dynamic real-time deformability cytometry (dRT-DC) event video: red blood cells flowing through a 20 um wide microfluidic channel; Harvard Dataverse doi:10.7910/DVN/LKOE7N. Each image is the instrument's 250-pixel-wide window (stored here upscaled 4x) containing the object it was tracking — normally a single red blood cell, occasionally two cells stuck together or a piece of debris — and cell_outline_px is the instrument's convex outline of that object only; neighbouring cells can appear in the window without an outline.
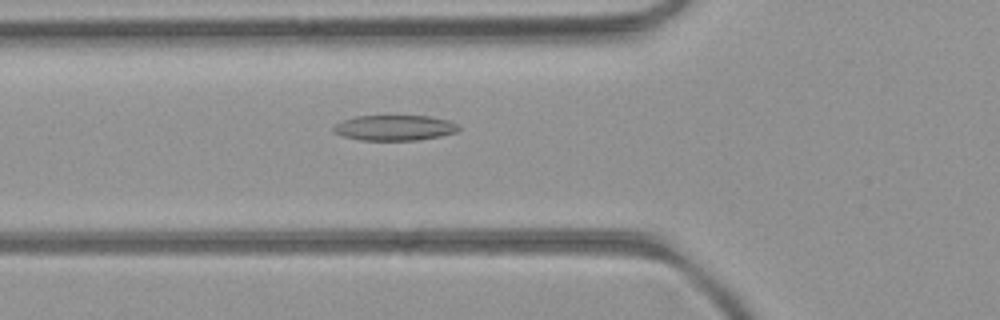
{"species": "common noctule bat (a hibernating species)", "species_latin": "Nyctalus noctula", "temperature_condition": "room temperature", "stored_images_in_passage": 53, "camera_frame_rate_fps": 3000, "um_per_image_px": 0.085, "animal": {"sex": "female", "body_mass_g": 21.9}, "frame": {"image": 1, "passage_image": 19, "time_ms": 6.0, "image_size_px": [1000, 320], "cell_outline_px": [[460, 128], [456, 132], [440, 136], [416, 140], [360, 140], [344, 136], [336, 132], [332, 128], [336, 124], [344, 120], [356, 116], [428, 116], [448, 120], [456, 124]], "centroid_in_image_um": [33.55, 10.86], "position_along_channel_um": 92.2, "area_um2": 18.26}}
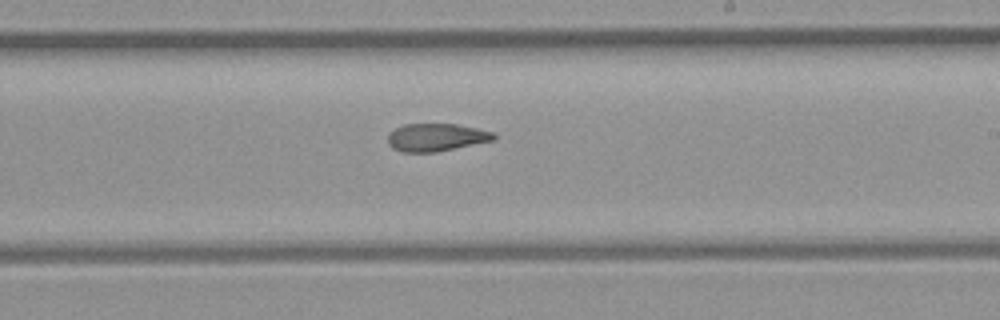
{"frame": {"image": 2, "passage_image": 31, "time_ms": 10.0, "image_size_px": [1000, 320], "cell_outline_px": [[496, 140], [436, 152], [404, 152], [392, 148], [388, 144], [388, 132], [404, 124], [456, 124], [496, 132]], "centroid_in_image_um": [37.1, 11.67], "position_along_channel_um": 251.9, "area_um2": 17.28}}
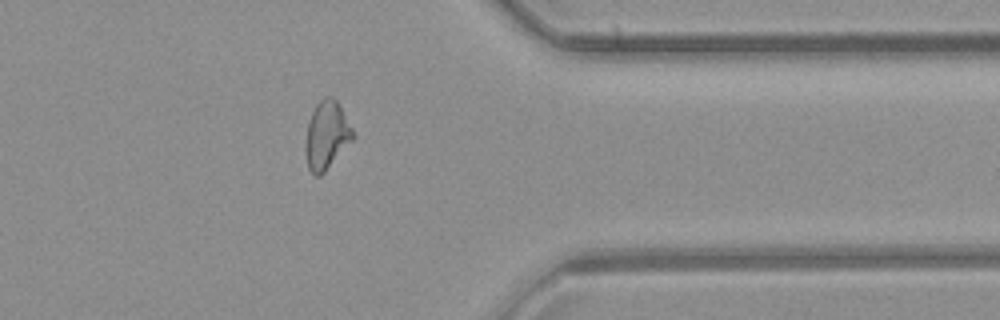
{"frame": {"image": 3, "passage_image": 42, "time_ms": 13.667, "image_size_px": [1000, 320], "cell_outline_px": [[356, 136], [324, 172], [320, 176], [316, 176], [308, 168], [304, 148], [304, 144], [308, 120], [316, 104], [324, 96], [332, 96], [336, 100], [352, 128]], "centroid_in_image_um": [27.74, 11.49], "position_along_channel_um": 383.7, "area_um2": 18.79}, "authors_computed_cell_mechanics": {"area_um2": 18.7272, "velocity_mm_per_s": 3.978, "shape_relaxation_time_tau1_ms": null, "shape_relaxation_time_tau2_ms": 3.2654, "deformation_change_tau1": null, "deformation_change_tau2": 0.1106}}